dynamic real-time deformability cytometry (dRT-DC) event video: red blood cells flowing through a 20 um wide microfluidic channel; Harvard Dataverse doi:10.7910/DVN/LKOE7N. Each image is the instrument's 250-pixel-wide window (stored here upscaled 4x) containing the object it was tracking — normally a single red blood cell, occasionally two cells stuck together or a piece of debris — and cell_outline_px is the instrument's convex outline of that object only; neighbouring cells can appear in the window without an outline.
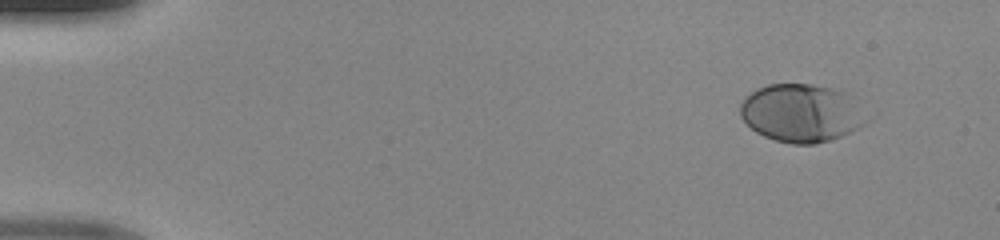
{"species": "human", "species_latin": "Homo sapiens", "temperature_condition": "room temperature", "stored_images_in_passage": 45, "camera_frame_rate_fps": 3000, "um_per_image_px": 0.085, "donor": {"sex": "male"}, "frame": {"image": 1, "passage_image": 1, "time_ms": 0.0, "image_size_px": [1000, 240], "cell_outline_px": [[868, 120], [864, 124], [840, 136], [816, 144], [792, 144], [776, 140], [764, 136], [756, 132], [740, 116], [740, 104], [744, 96], [756, 88], [768, 84], [812, 84], [844, 92], [848, 96]], "centroid_in_image_um": [68.02, 9.61], "position_along_channel_um": 17.0, "area_um2": 42.08}}
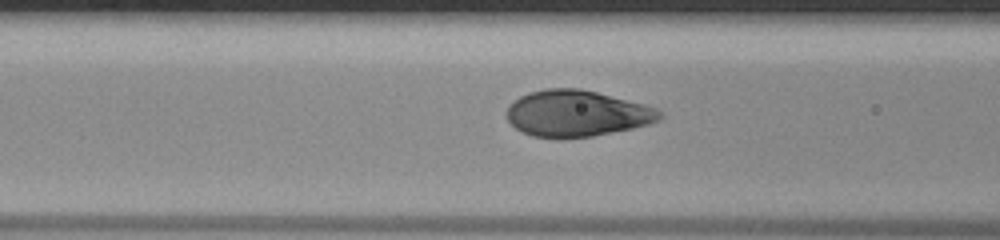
{"frame": {"image": 2, "passage_image": 17, "time_ms": 5.333, "image_size_px": [1000, 240], "cell_outline_px": [[664, 116], [660, 120], [648, 124], [632, 128], [592, 136], [564, 140], [556, 140], [532, 136], [520, 132], [508, 120], [504, 112], [508, 104], [520, 96], [528, 92], [544, 88], [580, 88], [644, 104], [656, 108]], "centroid_in_image_um": [48.96, 9.66], "position_along_channel_um": 117.6, "area_um2": 41.96}}
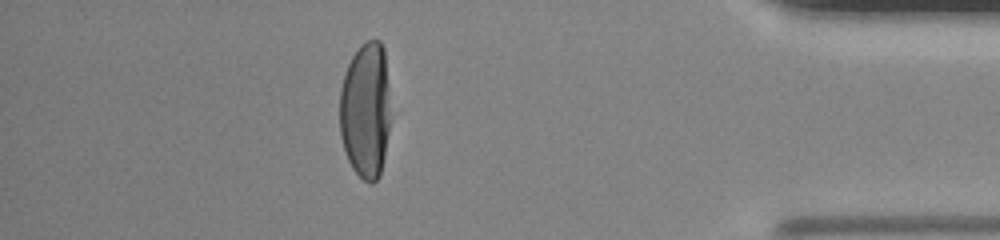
{"frame": {"image": 3, "passage_image": 40, "time_ms": 13.0, "image_size_px": [1000, 240], "cell_outline_px": [[388, 132], [384, 156], [380, 176], [372, 184], [364, 180], [352, 168], [348, 160], [340, 136], [340, 88], [344, 72], [352, 56], [368, 40], [380, 40], [384, 48], [388, 88]], "centroid_in_image_um": [31.05, 9.39], "position_along_channel_um": 404.1, "area_um2": 40.0}}